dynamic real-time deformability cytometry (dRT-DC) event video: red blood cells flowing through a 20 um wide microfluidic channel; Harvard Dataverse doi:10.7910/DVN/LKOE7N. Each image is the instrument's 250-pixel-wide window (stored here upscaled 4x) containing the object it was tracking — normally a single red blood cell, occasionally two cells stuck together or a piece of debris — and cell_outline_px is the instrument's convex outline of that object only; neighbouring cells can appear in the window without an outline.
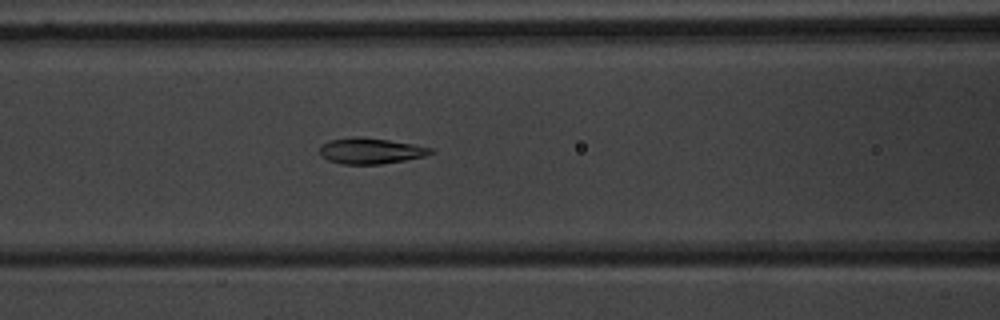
{"species": "common noctule bat (a hibernating species)", "species_latin": "Nyctalus noctula", "temperature_condition": "warm", "stored_images_in_passage": 50, "camera_frame_rate_fps": 3000, "um_per_image_px": 0.085, "animal": {"sex": "male", "body_mass_g": 20.1, "forearm_length_mm": 53.5}, "frame": {"image": 1, "passage_image": 19, "time_ms": 6.0, "image_size_px": [1000, 320], "cell_outline_px": [[436, 152], [424, 156], [404, 160], [380, 164], [344, 164], [328, 160], [320, 156], [320, 144], [328, 140], [356, 136], [360, 136], [388, 140], [412, 144], [432, 148]], "centroid_in_image_um": [31.47, 12.81], "position_along_channel_um": 135.1, "area_um2": 16.76}}
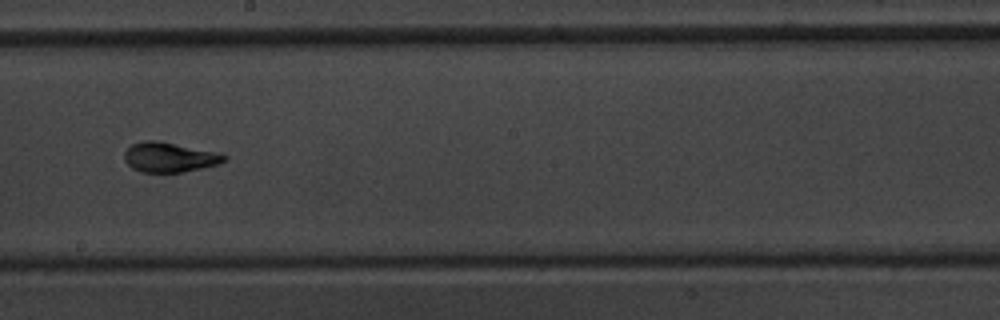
{"frame": {"image": 2, "passage_image": 27, "time_ms": 8.667, "image_size_px": [1000, 320], "cell_outline_px": [[228, 160], [216, 164], [200, 168], [180, 172], [144, 172], [132, 168], [124, 160], [124, 152], [132, 144], [144, 140], [152, 140], [220, 152], [228, 156]], "centroid_in_image_um": [14.41, 13.36], "position_along_channel_um": 233.8, "area_um2": 17.17}}
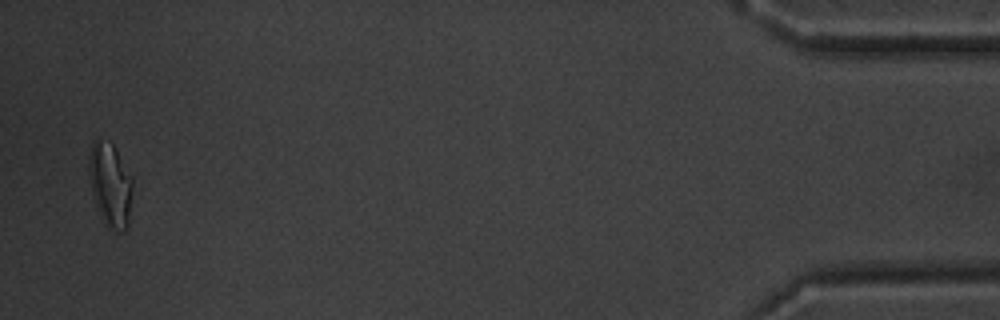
{"frame": {"image": 3, "passage_image": 49, "time_ms": 16.0, "image_size_px": [1000, 320], "cell_outline_px": [[132, 188], [128, 228], [124, 232], [120, 232], [108, 228], [104, 224], [100, 216], [92, 196], [88, 168], [88, 160], [92, 144], [96, 140], [100, 140], [112, 144], [116, 148], [132, 176]], "centroid_in_image_um": [9.38, 15.75], "position_along_channel_um": 425.8, "area_um2": 21.56}, "authors_computed_cell_mechanics": {"area_um2": 17.3111, "velocity_mm_per_s": 3.7027, "shape_relaxation_time_tau1_ms": 6.5182, "shape_relaxation_time_tau2_ms": 1.2936, "deformation_change_tau1": 0.1971, "deformation_change_tau2": 0.0568}}